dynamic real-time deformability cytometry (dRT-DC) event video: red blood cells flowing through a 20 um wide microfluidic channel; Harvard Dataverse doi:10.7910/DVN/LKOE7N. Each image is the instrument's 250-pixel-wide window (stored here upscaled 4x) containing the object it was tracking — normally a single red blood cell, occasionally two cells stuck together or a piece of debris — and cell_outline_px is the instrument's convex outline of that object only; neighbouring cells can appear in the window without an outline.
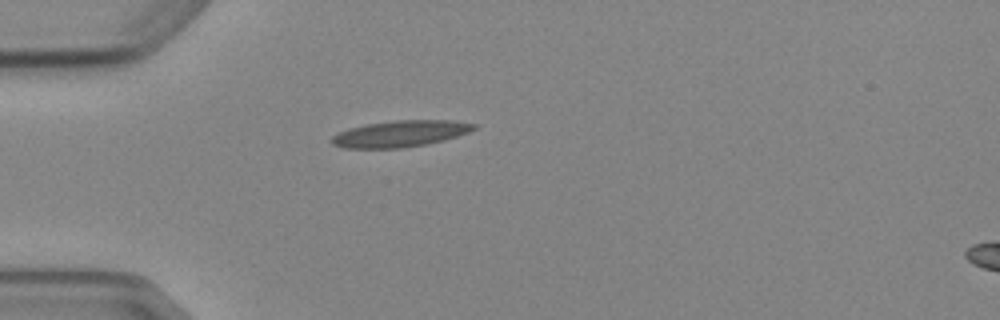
{"species": "Egyptian fruit bat (a non-hibernating species)", "species_latin": "Rousettus aegyptiacus", "temperature_condition": "cold", "stored_images_in_passage": 1, "camera_frame_rate_fps": 3000, "um_per_image_px": 0.085, "animal": {"sex": "female"}, "frame": {"image": 1, "passage_image": 1, "time_ms": 0.0, "image_size_px": [1000, 320], "cell_outline_px": [[476, 128], [468, 132], [444, 140], [424, 144], [400, 148], [344, 148], [332, 144], [328, 140], [332, 136], [348, 128], [368, 124], [396, 120], [452, 120], [476, 124]], "centroid_in_image_um": [33.99, 11.36], "position_along_channel_um": 51.0, "area_um2": 21.73}}